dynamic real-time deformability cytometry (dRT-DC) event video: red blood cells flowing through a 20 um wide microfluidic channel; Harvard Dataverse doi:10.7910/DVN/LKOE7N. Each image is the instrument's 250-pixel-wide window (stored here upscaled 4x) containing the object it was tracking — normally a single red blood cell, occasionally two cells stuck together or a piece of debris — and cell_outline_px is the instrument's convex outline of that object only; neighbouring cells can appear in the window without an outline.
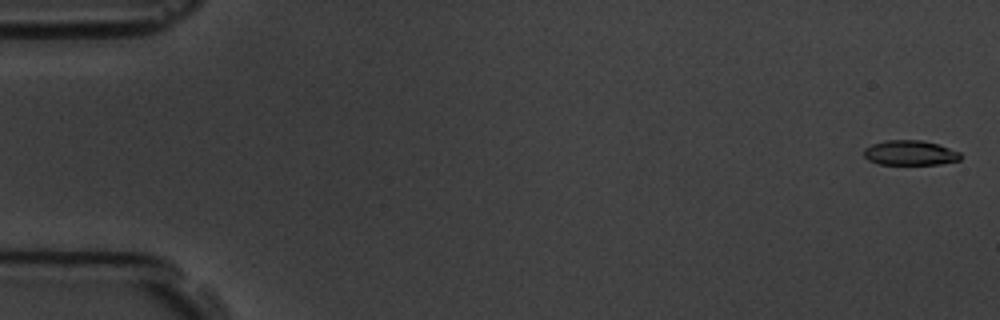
{"species": "common noctule bat (a hibernating species)", "species_latin": "Nyctalus noctula", "temperature_condition": "room temperature", "stored_images_in_passage": 7, "camera_frame_rate_fps": 3000, "um_per_image_px": 0.085, "animal": {"sex": "male", "body_mass_g": 19.5, "forearm_length_mm": 54.6}, "frame": {"image": 1, "passage_image": 1, "time_ms": 0.0, "image_size_px": [1000, 320], "cell_outline_px": [[960, 160], [940, 164], [880, 164], [868, 160], [864, 156], [864, 148], [872, 144], [888, 140], [920, 140], [936, 144], [960, 152]], "centroid_in_image_um": [77.33, 12.99], "position_along_channel_um": 7.7, "area_um2": 13.81}}
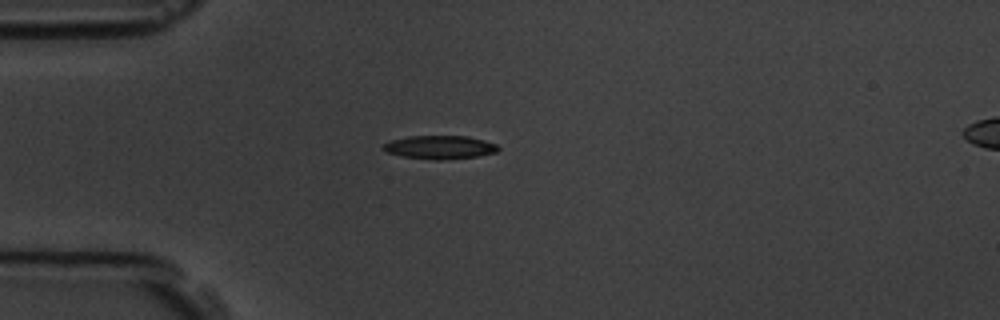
{"frame": {"image": 2, "passage_image": 5, "time_ms": 4.667, "image_size_px": [1000, 320], "cell_outline_px": [[500, 148], [496, 152], [476, 156], [444, 160], [436, 160], [404, 156], [388, 152], [380, 148], [384, 144], [392, 140], [408, 136], [468, 136], [484, 140], [496, 144]], "centroid_in_image_um": [37.39, 12.51], "position_along_channel_um": 47.6, "area_um2": 15.55}}
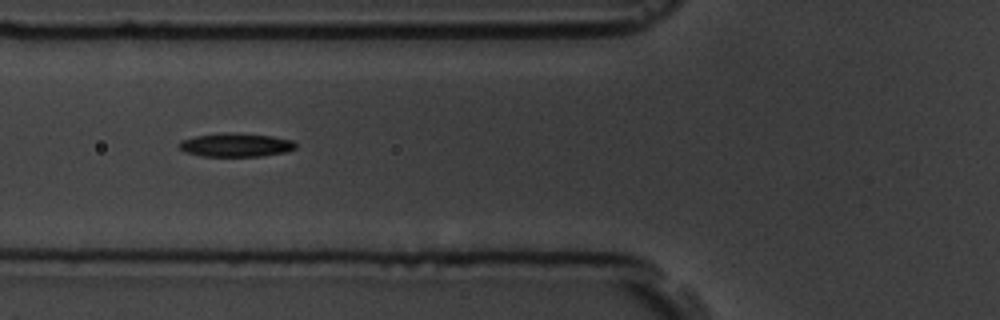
{"frame": {"image": 3, "passage_image": 7, "time_ms": 6.667, "image_size_px": [1000, 320], "cell_outline_px": [[296, 148], [288, 152], [264, 156], [200, 156], [184, 152], [176, 144], [180, 140], [196, 136], [228, 132], [272, 136], [292, 140], [296, 144]], "centroid_in_image_um": [20.03, 12.33], "position_along_channel_um": 105.8, "area_um2": 16.18}}